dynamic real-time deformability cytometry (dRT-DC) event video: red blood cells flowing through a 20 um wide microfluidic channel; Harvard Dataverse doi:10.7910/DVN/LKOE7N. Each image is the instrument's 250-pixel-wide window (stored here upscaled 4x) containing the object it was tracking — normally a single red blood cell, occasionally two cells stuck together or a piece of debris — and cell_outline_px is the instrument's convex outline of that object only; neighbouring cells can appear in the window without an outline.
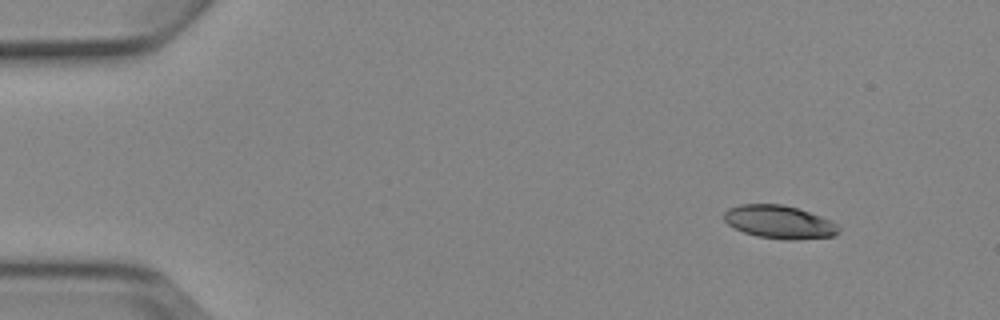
{"species": "Egyptian fruit bat (a non-hibernating species)", "species_latin": "Rousettus aegyptiacus", "temperature_condition": "cold", "stored_images_in_passage": 4, "camera_frame_rate_fps": 3000, "um_per_image_px": 0.085, "animal": {"sex": "female"}, "frame": {"image": 1, "passage_image": 1, "time_ms": 0.0, "image_size_px": [1000, 320], "cell_outline_px": [[840, 232], [836, 236], [796, 240], [784, 240], [756, 236], [744, 232], [728, 224], [724, 220], [724, 212], [728, 208], [740, 204], [780, 204], [796, 208], [820, 216], [836, 224], [840, 228]], "centroid_in_image_um": [66.24, 18.88], "position_along_channel_um": 18.8, "area_um2": 22.14}}
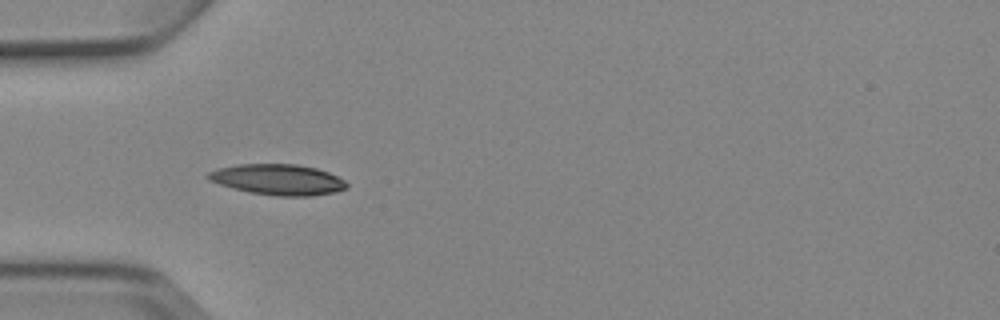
{"frame": {"image": 2, "passage_image": 4, "time_ms": 3.667, "image_size_px": [1000, 320], "cell_outline_px": [[348, 188], [336, 192], [312, 196], [276, 196], [248, 192], [232, 188], [208, 180], [204, 176], [208, 172], [220, 168], [240, 164], [296, 164], [316, 168], [328, 172], [344, 180], [348, 184]], "centroid_in_image_um": [23.63, 15.27], "position_along_channel_um": 61.4, "area_um2": 24.91}}